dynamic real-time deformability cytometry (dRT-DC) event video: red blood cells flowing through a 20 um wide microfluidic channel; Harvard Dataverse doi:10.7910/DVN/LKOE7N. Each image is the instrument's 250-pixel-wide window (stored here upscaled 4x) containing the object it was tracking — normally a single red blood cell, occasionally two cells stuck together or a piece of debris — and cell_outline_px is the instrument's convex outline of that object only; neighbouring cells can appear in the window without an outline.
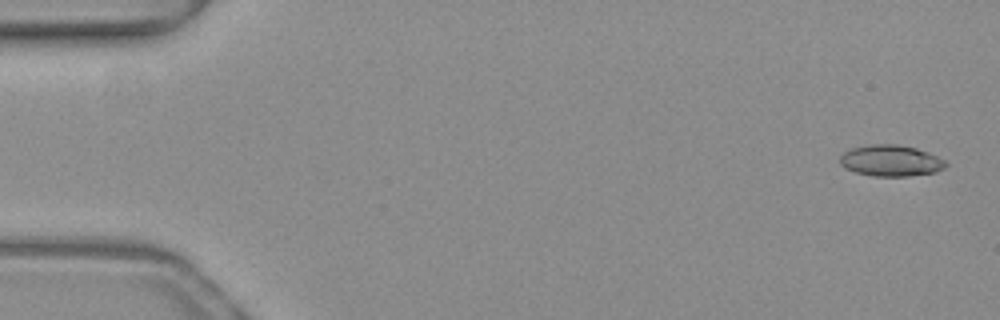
{"species": "common noctule bat (a hibernating species)", "species_latin": "Nyctalus noctula", "temperature_condition": "warm", "stored_images_in_passage": 50, "camera_frame_rate_fps": 3000, "um_per_image_px": 0.085, "animal": {"sex": "female", "body_mass_g": 19.3, "forearm_length_mm": 54.1}, "frame": {"image": 1, "passage_image": 1, "time_ms": 0.0, "image_size_px": [1000, 320], "cell_outline_px": [[948, 164], [944, 168], [936, 172], [908, 176], [872, 176], [856, 172], [844, 168], [840, 164], [840, 156], [844, 152], [852, 148], [872, 144], [896, 144], [916, 148], [928, 152], [944, 160]], "centroid_in_image_um": [75.71, 13.66], "position_along_channel_um": 9.3, "area_um2": 19.25}}
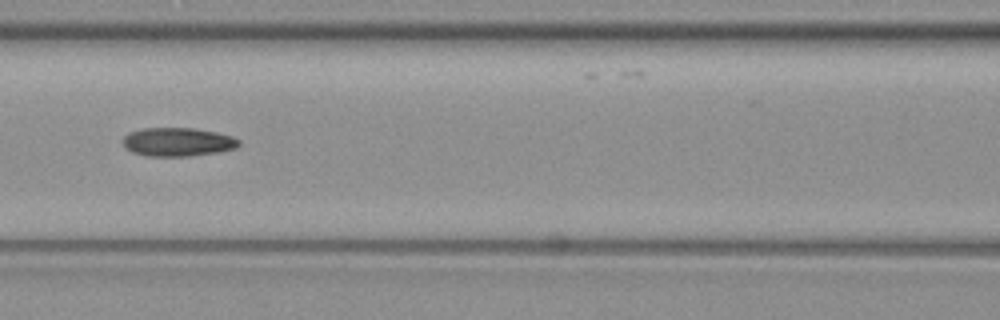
{"frame": {"image": 2, "passage_image": 22, "time_ms": 7.0, "image_size_px": [1000, 320], "cell_outline_px": [[240, 144], [236, 148], [220, 152], [188, 156], [144, 156], [132, 152], [124, 148], [124, 136], [128, 132], [144, 128], [196, 128], [216, 132], [232, 136], [240, 140]], "centroid_in_image_um": [15.11, 12.07], "position_along_channel_um": 151.5, "area_um2": 19.54}}
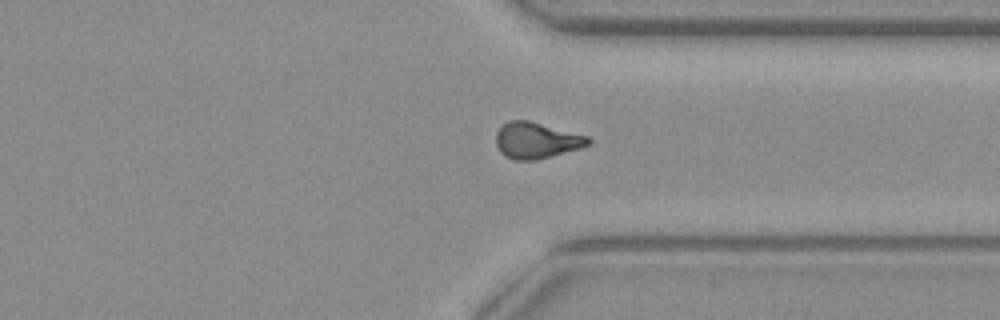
{"frame": {"image": 3, "passage_image": 38, "time_ms": 12.333, "image_size_px": [1000, 320], "cell_outline_px": [[592, 144], [580, 148], [536, 160], [516, 160], [504, 156], [500, 152], [496, 144], [496, 132], [508, 120], [528, 120], [588, 136], [592, 140]], "centroid_in_image_um": [45.6, 11.93], "position_along_channel_um": 365.8, "area_um2": 19.42}, "authors_computed_cell_mechanics": {"area_um2": 19.1318, "velocity_mm_per_s": 4.0293, "shape_relaxation_time_tau1_ms": null, "shape_relaxation_time_tau2_ms": 4.0532, "deformation_change_tau1": null, "deformation_change_tau2": 0.1137}}